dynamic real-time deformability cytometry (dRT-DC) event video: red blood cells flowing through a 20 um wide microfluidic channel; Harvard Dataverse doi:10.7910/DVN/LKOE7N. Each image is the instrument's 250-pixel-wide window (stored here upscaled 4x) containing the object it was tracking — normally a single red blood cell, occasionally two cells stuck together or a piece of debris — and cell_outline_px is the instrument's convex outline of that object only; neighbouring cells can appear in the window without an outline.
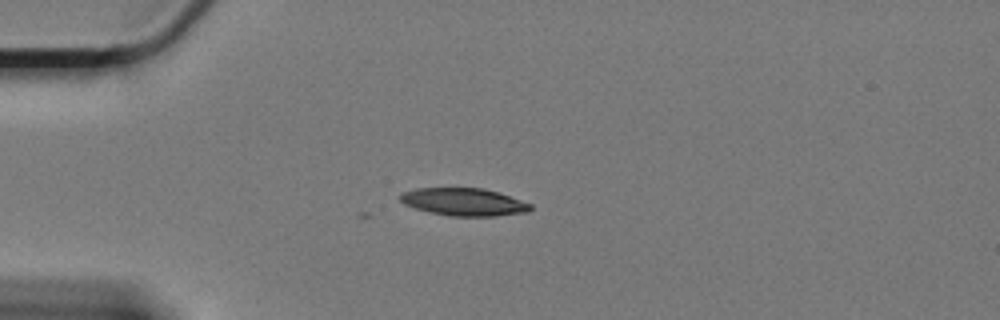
{"species": "Egyptian fruit bat (a non-hibernating species)", "species_latin": "Rousettus aegyptiacus", "temperature_condition": "cold", "stored_images_in_passage": 11, "camera_frame_rate_fps": 3000, "um_per_image_px": 0.085, "animal": {"sex": "female"}, "frame": {"image": 1, "passage_image": 1, "time_ms": 0.0, "image_size_px": [1000, 320], "cell_outline_px": [[532, 208], [528, 212], [496, 216], [448, 216], [416, 208], [404, 204], [400, 200], [400, 192], [416, 188], [484, 188], [500, 192], [532, 204]], "centroid_in_image_um": [39.45, 17.16], "position_along_channel_um": 45.5, "area_um2": 21.1}}
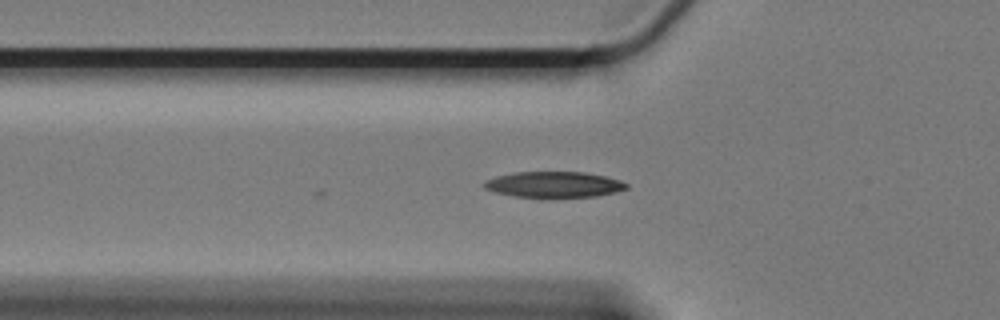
{"frame": {"image": 2, "passage_image": 6, "time_ms": 1.667, "image_size_px": [1000, 320], "cell_outline_px": [[628, 188], [616, 192], [596, 196], [552, 200], [548, 200], [512, 196], [496, 192], [484, 188], [480, 184], [484, 180], [496, 176], [512, 172], [584, 172], [608, 176], [620, 180], [628, 184]], "centroid_in_image_um": [47.06, 15.72], "position_along_channel_um": 78.7, "area_um2": 22.6}}
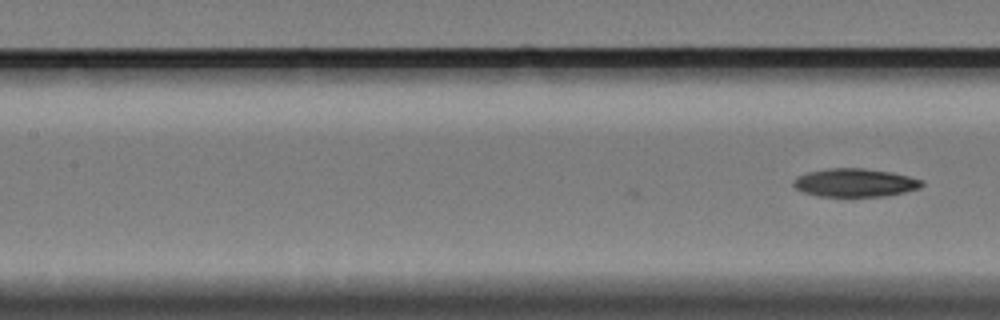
{"frame": {"image": 3, "passage_image": 11, "time_ms": 3.333, "image_size_px": [1000, 320], "cell_outline_px": [[924, 184], [920, 188], [904, 192], [884, 196], [820, 196], [804, 192], [796, 188], [792, 184], [792, 180], [796, 176], [808, 172], [828, 168], [864, 168], [888, 172], [908, 176], [924, 180]], "centroid_in_image_um": [72.65, 15.52], "position_along_channel_um": 134.7, "area_um2": 21.1}}